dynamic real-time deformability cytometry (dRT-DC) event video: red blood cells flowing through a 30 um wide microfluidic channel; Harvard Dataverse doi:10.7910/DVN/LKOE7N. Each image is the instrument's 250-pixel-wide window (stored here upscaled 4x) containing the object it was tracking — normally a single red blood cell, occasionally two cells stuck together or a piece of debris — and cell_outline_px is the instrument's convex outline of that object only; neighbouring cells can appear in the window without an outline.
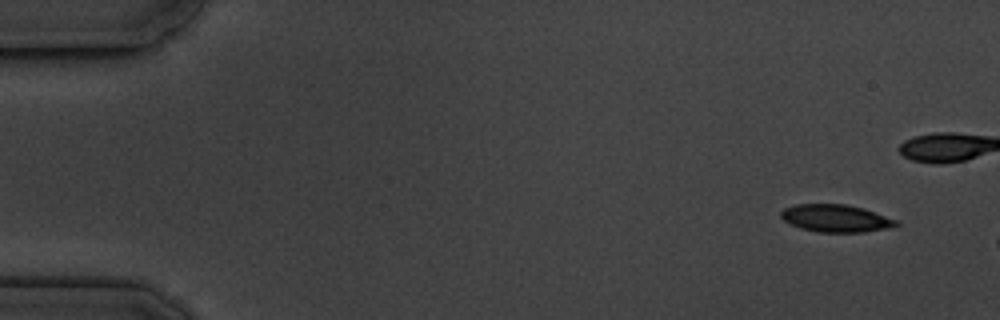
{"species": "common noctule bat (a hibernating species)", "species_latin": "Nyctalus noctula", "temperature_condition": "cold", "stored_images_in_passage": 4, "camera_frame_rate_fps": 3000, "um_per_image_px": 0.085, "animal": {"sex": "male", "body_mass_g": 19.5, "forearm_length_mm": 54.6}, "frame": {"image": 1, "passage_image": 1, "time_ms": 0.0, "image_size_px": [1000, 320], "cell_outline_px": [[900, 224], [888, 228], [864, 232], [820, 232], [800, 228], [784, 220], [780, 216], [780, 212], [784, 208], [796, 204], [844, 204], [864, 208], [896, 220]], "centroid_in_image_um": [71.03, 18.55], "position_along_channel_um": 14.0, "area_um2": 18.32}}